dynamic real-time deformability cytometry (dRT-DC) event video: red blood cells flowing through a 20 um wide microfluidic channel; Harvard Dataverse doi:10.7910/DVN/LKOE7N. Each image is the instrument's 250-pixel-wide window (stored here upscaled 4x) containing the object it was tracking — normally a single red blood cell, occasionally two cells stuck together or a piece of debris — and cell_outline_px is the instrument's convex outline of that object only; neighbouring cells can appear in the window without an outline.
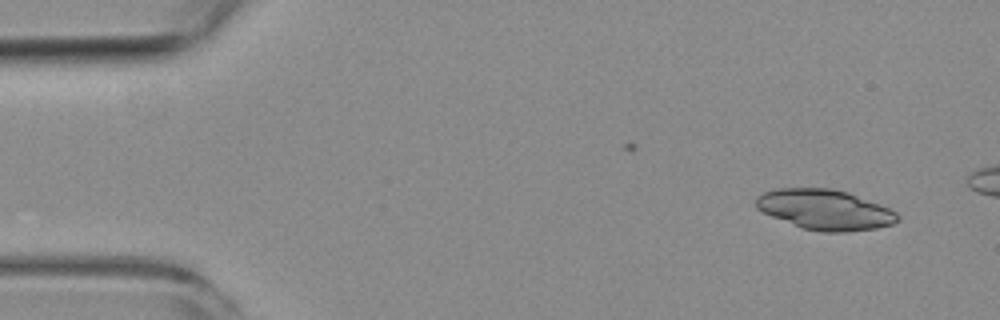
{"species": "common noctule bat (a hibernating species)", "species_latin": "Nyctalus noctula", "temperature_condition": "room temperature", "stored_images_in_passage": 7, "segment_of_instrument_passage": [1, 2], "camera_frame_rate_fps": 3000, "um_per_image_px": 0.085, "animal": {"sex": "female", "body_mass_g": 19.3, "forearm_length_mm": 54.1}, "frame": {"image": 1, "passage_image": 1, "time_ms": 0.0, "image_size_px": [1000, 320], "cell_outline_px": [[900, 216], [892, 224], [876, 228], [844, 232], [824, 232], [804, 228], [772, 216], [756, 208], [756, 196], [764, 192], [776, 188], [832, 188], [848, 192], [880, 204], [896, 212]], "centroid_in_image_um": [70.11, 17.8], "position_along_channel_um": 14.9, "area_um2": 32.89}}